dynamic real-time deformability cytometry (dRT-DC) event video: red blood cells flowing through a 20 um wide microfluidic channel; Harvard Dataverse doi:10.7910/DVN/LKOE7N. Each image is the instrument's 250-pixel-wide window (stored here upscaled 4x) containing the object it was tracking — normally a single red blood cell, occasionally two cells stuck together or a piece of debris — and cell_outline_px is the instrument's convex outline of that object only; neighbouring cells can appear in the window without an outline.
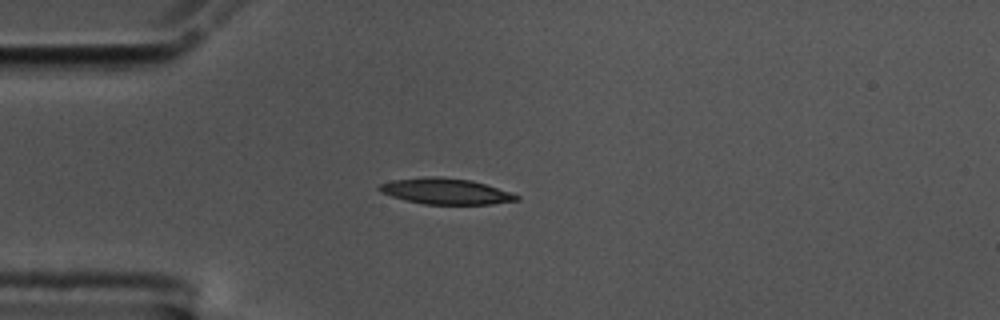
{"species": "common noctule bat (a hibernating species)", "species_latin": "Nyctalus noctula", "temperature_condition": "cold", "stored_images_in_passage": 43, "camera_frame_rate_fps": 3000, "um_per_image_px": 0.085, "animal": {"sex": "male", "body_mass_g": 17.5, "forearm_length_mm": 52.3}, "frame": {"image": 1, "passage_image": 1, "time_ms": 0.0, "image_size_px": [1000, 320], "cell_outline_px": [[520, 200], [492, 204], [424, 204], [392, 196], [380, 192], [376, 188], [380, 184], [392, 180], [428, 176], [436, 176], [472, 180], [512, 192], [520, 196]], "centroid_in_image_um": [37.91, 16.25], "position_along_channel_um": 47.1, "area_um2": 20.75}}
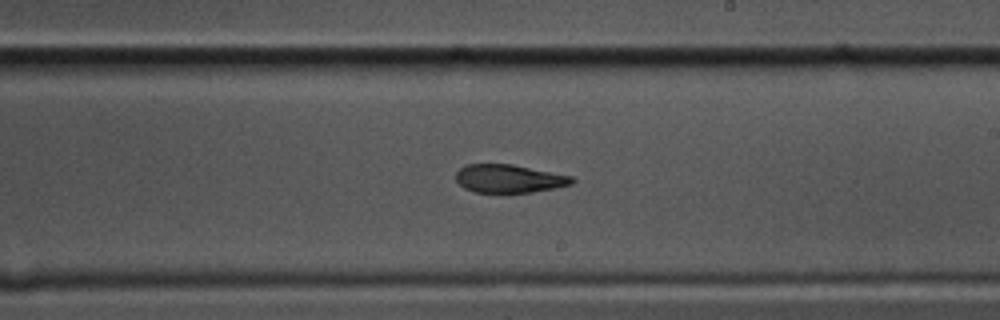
{"frame": {"image": 2, "passage_image": 19, "time_ms": 6.0, "image_size_px": [1000, 320], "cell_outline_px": [[576, 180], [572, 184], [556, 188], [532, 192], [476, 192], [464, 188], [456, 180], [456, 172], [464, 164], [512, 164], [572, 176]], "centroid_in_image_um": [43.28, 15.18], "position_along_channel_um": 245.7, "area_um2": 19.07}}
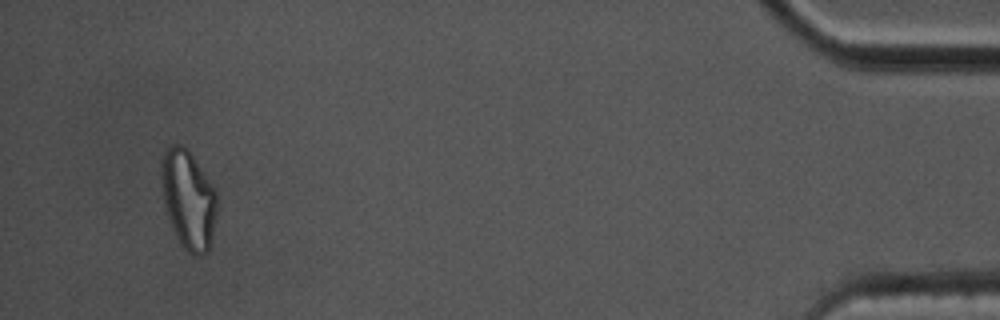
{"frame": {"image": 3, "passage_image": 40, "time_ms": 13.0, "image_size_px": [1000, 320], "cell_outline_px": [[216, 212], [208, 252], [204, 256], [192, 256], [184, 248], [176, 236], [168, 216], [164, 204], [160, 176], [160, 164], [164, 148], [168, 144], [180, 144], [192, 156], [216, 192]], "centroid_in_image_um": [15.96, 16.95], "position_along_channel_um": 419.2, "area_um2": 31.73}, "authors_computed_cell_mechanics": {"area_um2": 20.6924, "velocity_mm_per_s": 3.5532, "shape_relaxation_time_tau1_ms": 6.2744, "shape_relaxation_time_tau2_ms": 3.0065, "deformation_change_tau1": 0.1726, "deformation_change_tau2": 0.1046}}